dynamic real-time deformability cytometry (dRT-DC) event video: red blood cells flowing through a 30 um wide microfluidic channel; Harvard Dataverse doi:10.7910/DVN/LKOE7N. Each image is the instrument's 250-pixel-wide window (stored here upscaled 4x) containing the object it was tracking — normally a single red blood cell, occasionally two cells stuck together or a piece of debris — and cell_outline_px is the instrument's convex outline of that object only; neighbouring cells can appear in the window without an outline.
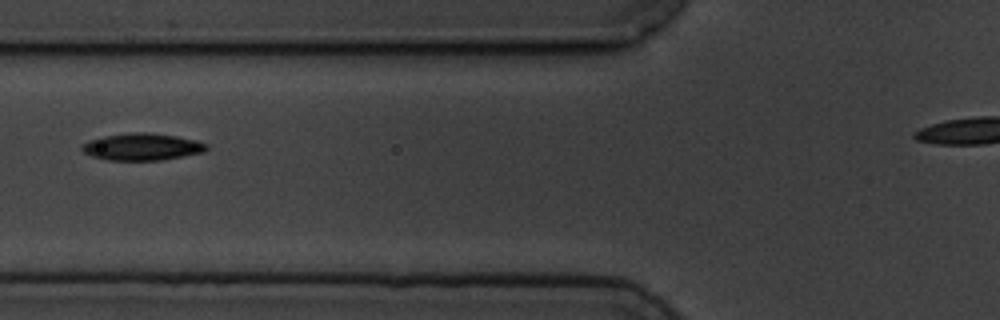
{"species": "common noctule bat (a hibernating species)", "species_latin": "Nyctalus noctula", "temperature_condition": "cold", "stored_images_in_passage": 13, "camera_frame_rate_fps": 3000, "um_per_image_px": 0.085, "animal": {"sex": "male", "body_mass_g": 19.5, "forearm_length_mm": 54.6}, "frame": {"image": 1, "passage_image": 6, "time_ms": 7.0, "image_size_px": [1000, 320], "cell_outline_px": [[208, 148], [204, 152], [184, 156], [160, 160], [108, 160], [92, 156], [84, 152], [80, 148], [80, 144], [88, 140], [104, 136], [132, 132], [148, 132], [176, 136], [196, 140], [208, 144]], "centroid_in_image_um": [12.06, 12.47], "position_along_channel_um": 113.7, "area_um2": 19.71}}
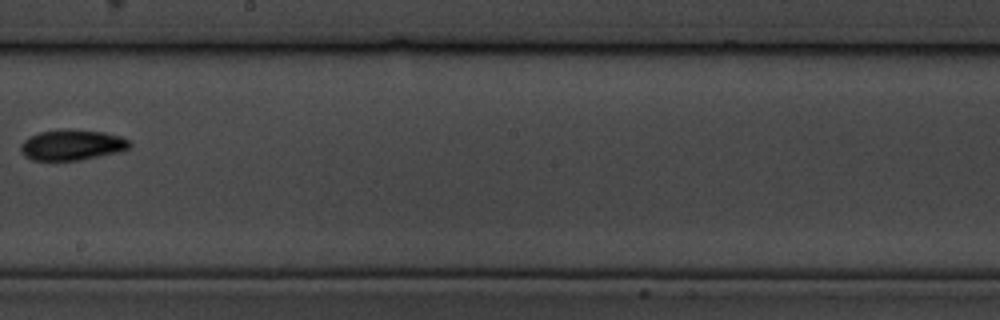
{"frame": {"image": 2, "passage_image": 9, "time_ms": 10.667, "image_size_px": [1000, 320], "cell_outline_px": [[132, 144], [128, 148], [116, 152], [80, 160], [32, 160], [24, 156], [20, 152], [20, 144], [24, 140], [40, 132], [100, 132], [120, 136], [128, 140]], "centroid_in_image_um": [6.08, 12.37], "position_along_channel_um": 242.1, "area_um2": 18.38}}
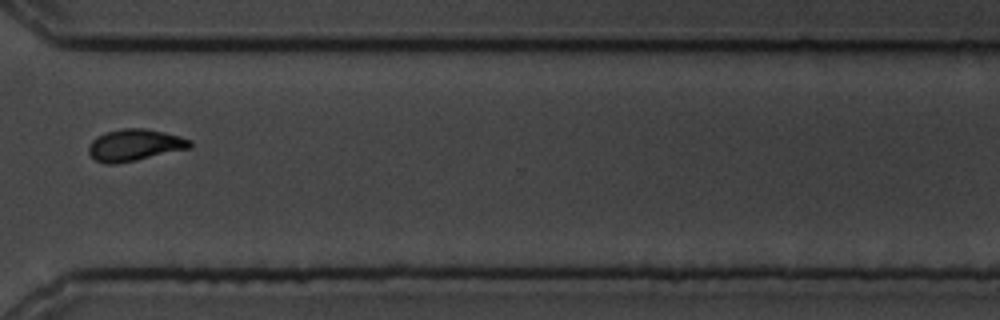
{"frame": {"image": 3, "passage_image": 12, "time_ms": 14.0, "image_size_px": [1000, 320], "cell_outline_px": [[192, 148], [136, 160], [116, 164], [108, 164], [96, 160], [88, 152], [88, 144], [96, 136], [104, 132], [124, 128], [144, 128], [164, 132], [192, 140]], "centroid_in_image_um": [11.44, 12.32], "position_along_channel_um": 359.2, "area_um2": 18.84}}